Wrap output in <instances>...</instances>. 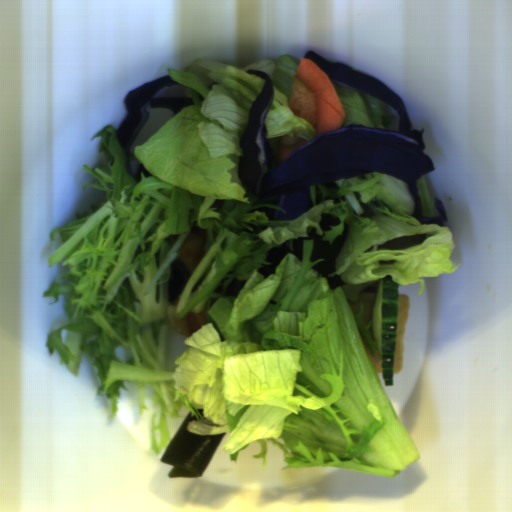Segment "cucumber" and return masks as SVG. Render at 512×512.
Listing matches in <instances>:
<instances>
[{"label":"cucumber","instance_id":"8b760119","mask_svg":"<svg viewBox=\"0 0 512 512\" xmlns=\"http://www.w3.org/2000/svg\"><path fill=\"white\" fill-rule=\"evenodd\" d=\"M399 285L389 275L381 278L371 312V327L385 386H394V353Z\"/></svg>","mask_w":512,"mask_h":512}]
</instances>
